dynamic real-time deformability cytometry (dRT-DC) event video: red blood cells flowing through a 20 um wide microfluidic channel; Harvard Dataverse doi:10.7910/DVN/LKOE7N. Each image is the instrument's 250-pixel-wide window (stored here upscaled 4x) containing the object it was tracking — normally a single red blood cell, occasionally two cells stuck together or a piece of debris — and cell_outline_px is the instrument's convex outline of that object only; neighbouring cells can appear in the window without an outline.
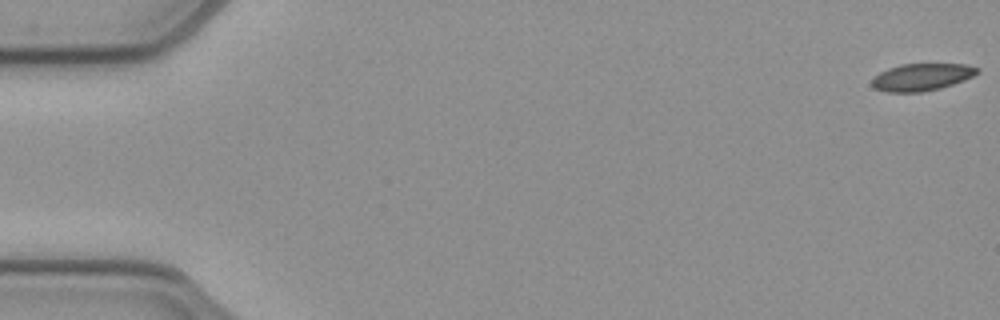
{"species": "common noctule bat (a hibernating species)", "species_latin": "Nyctalus noctula", "temperature_condition": "cold", "stored_images_in_passage": 53, "camera_frame_rate_fps": 3000, "um_per_image_px": 0.085, "animal": {"sex": "female", "body_mass_g": 21.9}, "frame": {"image": 1, "passage_image": 1, "time_ms": 0.0, "image_size_px": [1000, 320], "cell_outline_px": [[980, 72], [964, 80], [940, 88], [920, 92], [888, 92], [876, 88], [872, 84], [872, 80], [880, 72], [888, 68], [900, 64], [964, 64], [980, 68]], "centroid_in_image_um": [78.37, 6.54], "position_along_channel_um": 6.6, "area_um2": 16.53}}
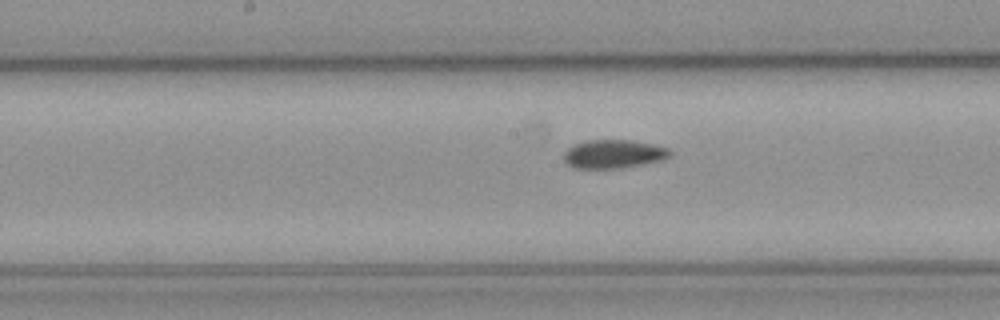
{"frame": {"image": 2, "passage_image": 27, "time_ms": 8.667, "image_size_px": [1000, 320], "cell_outline_px": [[672, 156], [664, 160], [644, 164], [620, 168], [572, 168], [564, 160], [564, 152], [568, 148], [576, 144], [588, 140], [632, 140], [672, 148]], "centroid_in_image_um": [52.22, 13.09], "position_along_channel_um": 196.0, "area_um2": 17.86}}
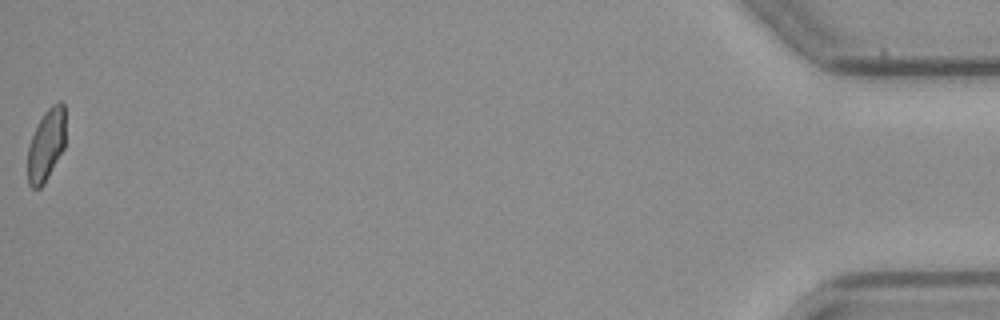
{"frame": {"image": 3, "passage_image": 53, "time_ms": 17.333, "image_size_px": [1000, 320], "cell_outline_px": [[64, 148], [44, 184], [40, 188], [32, 188], [28, 184], [28, 144], [44, 112], [52, 104], [60, 100], [64, 104]], "centroid_in_image_um": [3.92, 12.33], "position_along_channel_um": 431.3, "area_um2": 15.72}, "authors_computed_cell_mechanics": {"area_um2": 17.5712, "velocity_mm_per_s": 3.9197, "shape_relaxation_time_tau1_ms": null, "shape_relaxation_time_tau2_ms": 4.6037, "deformation_change_tau1": null, "deformation_change_tau2": 0.0868}}